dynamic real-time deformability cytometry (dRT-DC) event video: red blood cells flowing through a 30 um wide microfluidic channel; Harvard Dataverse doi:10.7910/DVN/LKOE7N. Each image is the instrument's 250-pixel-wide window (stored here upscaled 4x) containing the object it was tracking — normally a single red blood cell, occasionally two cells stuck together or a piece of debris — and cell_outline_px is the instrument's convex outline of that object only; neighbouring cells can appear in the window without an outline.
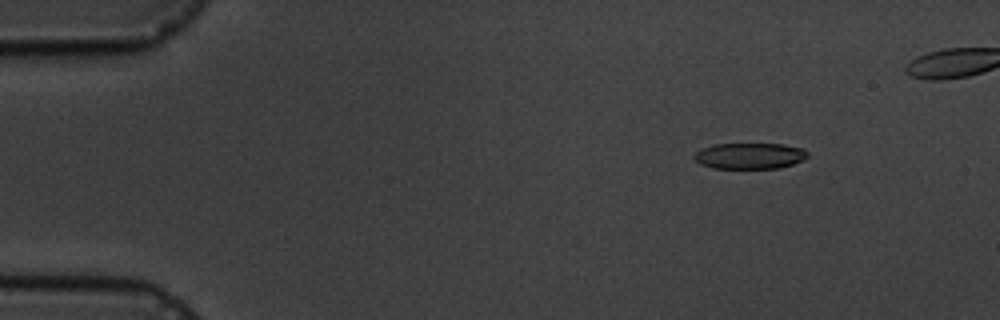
{"species": "common noctule bat (a hibernating species)", "species_latin": "Nyctalus noctula", "temperature_condition": "cold", "stored_images_in_passage": 7, "camera_frame_rate_fps": 3000, "um_per_image_px": 0.085, "animal": {"sex": "male", "body_mass_g": 19.5, "forearm_length_mm": 54.6}, "frame": {"image": 1, "passage_image": 3, "time_ms": 2.333, "image_size_px": [1000, 320], "cell_outline_px": [[808, 156], [804, 160], [792, 164], [776, 168], [712, 168], [700, 164], [692, 156], [700, 148], [712, 144], [784, 144], [804, 148], [808, 152]], "centroid_in_image_um": [63.72, 13.24], "position_along_channel_um": 21.3, "area_um2": 17.34}}